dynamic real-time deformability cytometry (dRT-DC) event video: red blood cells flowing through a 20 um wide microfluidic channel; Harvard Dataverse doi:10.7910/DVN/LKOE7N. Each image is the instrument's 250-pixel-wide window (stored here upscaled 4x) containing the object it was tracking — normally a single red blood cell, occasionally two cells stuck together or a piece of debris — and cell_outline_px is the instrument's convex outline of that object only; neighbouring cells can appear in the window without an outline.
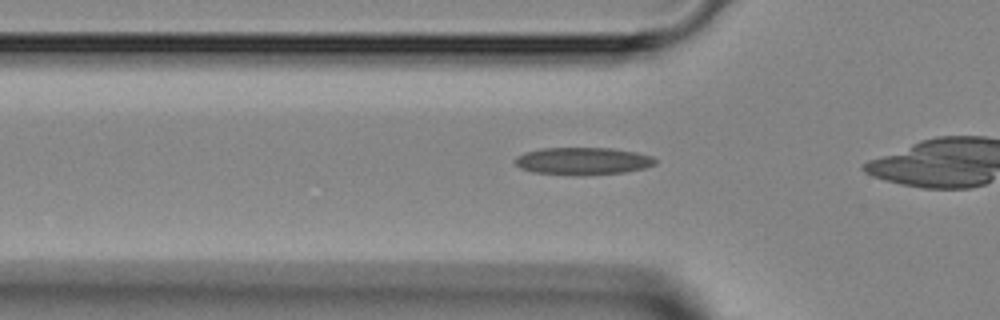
{"species": "Egyptian fruit bat (a non-hibernating species)", "species_latin": "Rousettus aegyptiacus", "temperature_condition": "room temperature", "stored_images_in_passage": 7, "camera_frame_rate_fps": 3000, "um_per_image_px": 0.085, "animal": {"sex": "female"}, "frame": {"image": 1, "passage_image": 2, "time_ms": 0.333, "image_size_px": [1000, 320], "cell_outline_px": [[656, 164], [644, 168], [624, 172], [576, 176], [532, 172], [520, 168], [512, 160], [516, 156], [524, 152], [540, 148], [612, 148], [636, 152], [652, 156], [656, 160]], "centroid_in_image_um": [49.49, 13.69], "position_along_channel_um": 76.3, "area_um2": 22.66}}
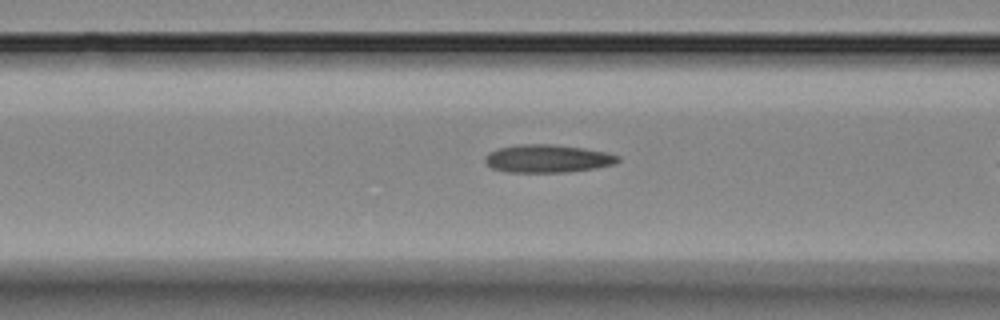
{"frame": {"image": 2, "passage_image": 5, "time_ms": 1.333, "image_size_px": [1000, 320], "cell_outline_px": [[620, 160], [616, 164], [592, 168], [564, 172], [508, 172], [492, 168], [484, 160], [484, 156], [488, 152], [500, 148], [520, 144], [552, 144], [584, 148], [604, 152], [620, 156]], "centroid_in_image_um": [46.53, 13.47], "position_along_channel_um": 120.1, "area_um2": 21.5}}